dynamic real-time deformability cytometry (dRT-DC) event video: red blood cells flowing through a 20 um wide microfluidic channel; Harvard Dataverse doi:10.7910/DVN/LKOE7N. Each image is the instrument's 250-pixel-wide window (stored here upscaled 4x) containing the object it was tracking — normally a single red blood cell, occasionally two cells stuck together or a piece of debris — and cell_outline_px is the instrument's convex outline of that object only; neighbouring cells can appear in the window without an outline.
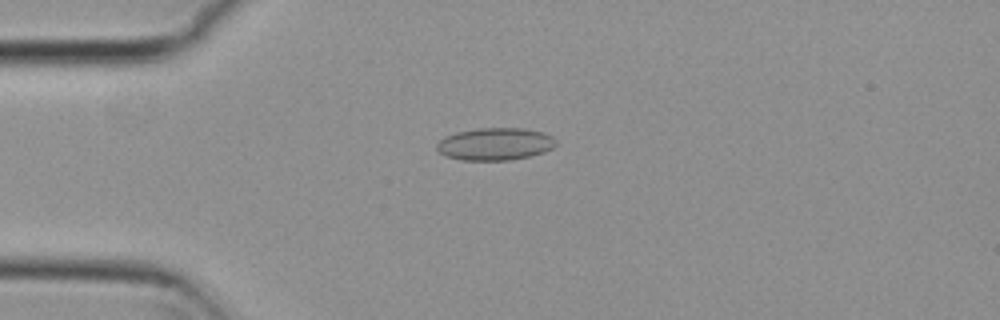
{"species": "common noctule bat (a hibernating species)", "species_latin": "Nyctalus noctula", "temperature_condition": "cold", "stored_images_in_passage": 41, "camera_frame_rate_fps": 3000, "um_per_image_px": 0.085, "animal": {"sex": "female", "body_mass_g": 29.2, "forearm_length_mm": 56.3}, "frame": {"image": 1, "passage_image": 1, "time_ms": 0.0, "image_size_px": [1000, 320], "cell_outline_px": [[556, 144], [552, 148], [544, 152], [528, 156], [508, 160], [464, 160], [444, 156], [436, 148], [436, 144], [444, 136], [456, 132], [476, 128], [524, 128], [544, 132], [552, 136], [556, 140]], "centroid_in_image_um": [42.07, 12.23], "position_along_channel_um": 42.9, "area_um2": 22.6}}
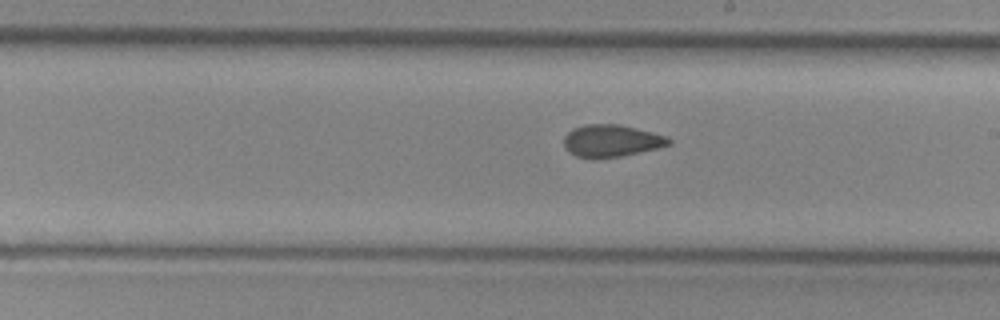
{"frame": {"image": 2, "passage_image": 18, "time_ms": 5.667, "image_size_px": [1000, 320], "cell_outline_px": [[672, 144], [656, 148], [620, 156], [576, 156], [564, 148], [564, 136], [572, 128], [584, 124], [620, 124], [668, 136], [672, 140]], "centroid_in_image_um": [51.98, 11.92], "position_along_channel_um": 237.0, "area_um2": 19.31}}
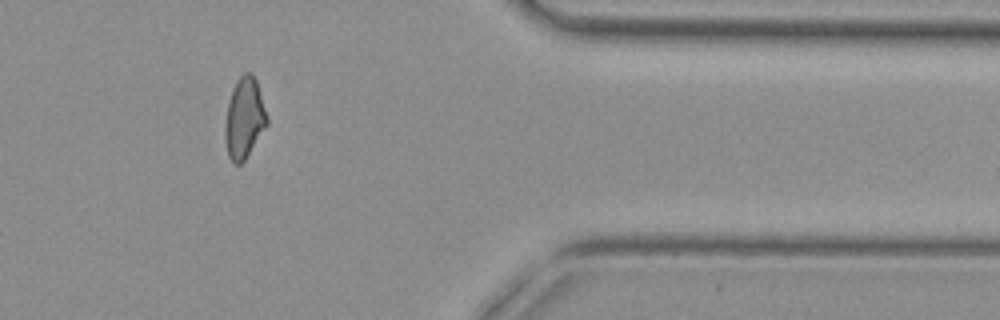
{"frame": {"image": 3, "passage_image": 32, "time_ms": 10.333, "image_size_px": [1000, 320], "cell_outline_px": [[268, 124], [244, 160], [240, 164], [232, 164], [228, 156], [224, 140], [224, 124], [228, 100], [232, 88], [236, 80], [244, 72], [252, 72], [256, 80], [268, 116]], "centroid_in_image_um": [20.74, 10.03], "position_along_channel_um": 390.7, "area_um2": 20.06}, "authors_computed_cell_mechanics": {"area_um2": 19.8254, "velocity_mm_per_s": 3.8042, "shape_relaxation_time_tau1_ms": null, "shape_relaxation_time_tau2_ms": 2.0894, "deformation_change_tau1": null, "deformation_change_tau2": 0.0849}}